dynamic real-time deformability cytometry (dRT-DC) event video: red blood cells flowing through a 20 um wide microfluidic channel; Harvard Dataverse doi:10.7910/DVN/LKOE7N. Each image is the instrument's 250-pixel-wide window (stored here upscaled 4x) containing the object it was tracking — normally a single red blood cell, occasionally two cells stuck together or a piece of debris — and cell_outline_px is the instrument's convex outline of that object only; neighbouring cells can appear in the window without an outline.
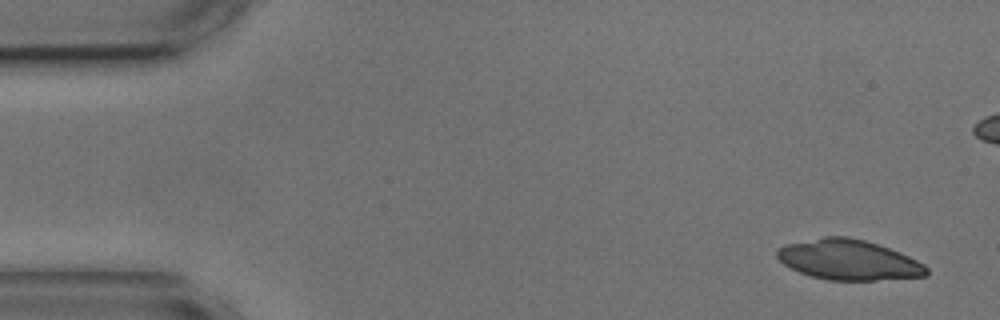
{"species": "common noctule bat (a hibernating species)", "species_latin": "Nyctalus noctula", "temperature_condition": "cold", "stored_images_in_passage": 6, "camera_frame_rate_fps": 3000, "um_per_image_px": 0.085, "animal": {"sex": "male", "body_mass_g": 17.9, "forearm_length_mm": 54.2}, "frame": {"image": 1, "passage_image": 1, "time_ms": 0.0, "image_size_px": [1000, 320], "cell_outline_px": [[928, 276], [876, 280], [828, 280], [812, 276], [800, 272], [784, 264], [776, 256], [776, 248], [784, 244], [824, 236], [848, 236], [864, 240], [900, 252], [924, 264], [928, 268]], "centroid_in_image_um": [72.12, 22.08], "position_along_channel_um": 12.9, "area_um2": 35.03}}